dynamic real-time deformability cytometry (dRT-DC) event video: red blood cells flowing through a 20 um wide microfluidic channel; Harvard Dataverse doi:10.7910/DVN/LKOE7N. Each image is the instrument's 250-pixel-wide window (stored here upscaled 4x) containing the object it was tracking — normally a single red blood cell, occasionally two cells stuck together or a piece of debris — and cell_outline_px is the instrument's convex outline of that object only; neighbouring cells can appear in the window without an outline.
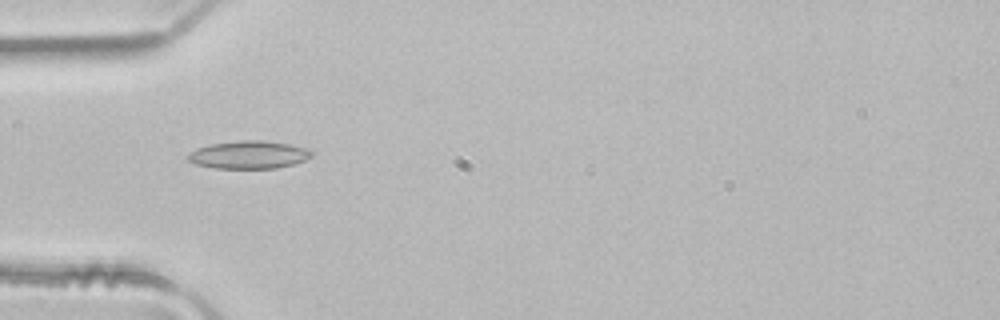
{"species": "common noctule bat (a hibernating species)", "species_latin": "Nyctalus noctula", "temperature_condition": "room temperature", "stored_images_in_passage": 2, "camera_frame_rate_fps": 3000, "um_per_image_px": 0.085, "animal": {"sex": "male", "body_mass_g": 21.5, "forearm_length_mm": 52.0}, "frame": {"image": 1, "passage_image": 2, "time_ms": 0.333, "image_size_px": [1000, 320], "cell_outline_px": [[312, 156], [304, 160], [292, 164], [276, 168], [216, 168], [196, 164], [188, 160], [188, 152], [196, 148], [208, 144], [240, 140], [260, 140], [288, 144], [308, 148], [312, 152]], "centroid_in_image_um": [21.12, 13.14], "position_along_channel_um": 63.9, "area_um2": 20.0}}